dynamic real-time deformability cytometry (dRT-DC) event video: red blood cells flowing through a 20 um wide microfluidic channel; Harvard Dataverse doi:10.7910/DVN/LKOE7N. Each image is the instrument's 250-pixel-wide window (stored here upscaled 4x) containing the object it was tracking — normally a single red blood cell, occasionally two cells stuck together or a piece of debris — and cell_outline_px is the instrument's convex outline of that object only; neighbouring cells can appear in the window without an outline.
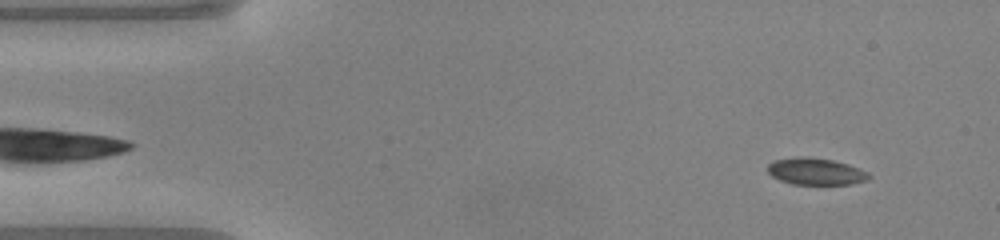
{"species": "common noctule bat (a hibernating species)", "species_latin": "Nyctalus noctula", "temperature_condition": "warm", "stored_images_in_passage": 48, "camera_frame_rate_fps": 3000, "um_per_image_px": 0.085, "animal": {"sex": "male", "body_mass_g": 20.0, "forearm_length_mm": 53.3}, "frame": {"image": 1, "passage_image": 3, "time_ms": 0.667, "image_size_px": [1000, 240], "cell_outline_px": [[872, 176], [868, 180], [852, 184], [792, 184], [780, 180], [772, 176], [768, 172], [768, 164], [776, 160], [800, 156], [832, 160], [848, 164], [868, 172]], "centroid_in_image_um": [69.36, 14.58], "position_along_channel_um": 15.6, "area_um2": 15.72}}
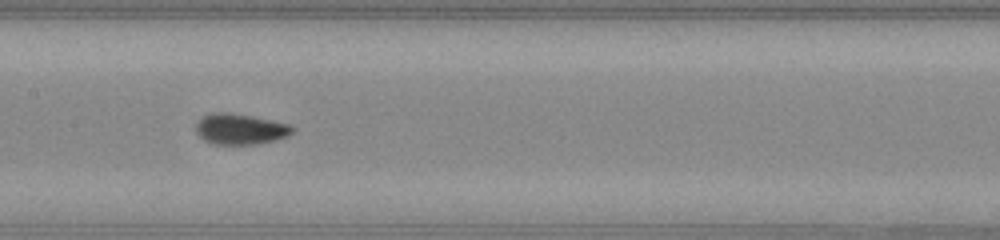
{"frame": {"image": 2, "passage_image": 22, "time_ms": 7.0, "image_size_px": [1000, 240], "cell_outline_px": [[292, 132], [288, 136], [276, 140], [256, 144], [212, 144], [204, 140], [196, 132], [196, 124], [204, 116], [212, 112], [228, 112], [252, 116], [288, 124], [292, 128]], "centroid_in_image_um": [20.39, 10.97], "position_along_channel_um": 187.0, "area_um2": 17.11}}
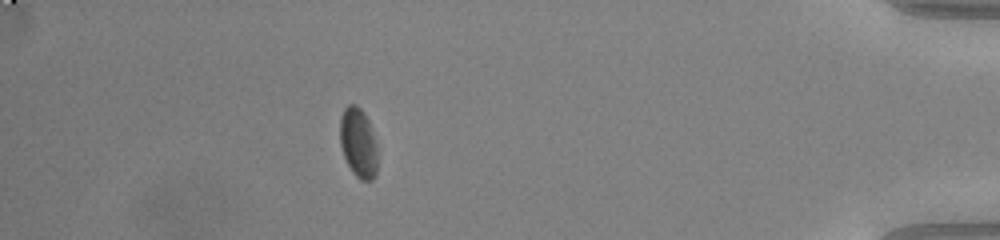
{"frame": {"image": 3, "passage_image": 42, "time_ms": 13.667, "image_size_px": [1000, 240], "cell_outline_px": [[376, 176], [372, 180], [360, 180], [352, 172], [344, 156], [340, 144], [340, 116], [344, 108], [348, 104], [356, 104], [364, 112], [368, 120], [376, 144]], "centroid_in_image_um": [30.44, 12.12], "position_along_channel_um": 404.8, "area_um2": 15.2}, "authors_computed_cell_mechanics": {"area_um2": 16.2996, "velocity_mm_per_s": 4.0834, "shape_relaxation_time_tau1_ms": 4.0119, "shape_relaxation_time_tau2_ms": 2.0124, "deformation_change_tau1": 0.087, "deformation_change_tau2": 0.0543}}